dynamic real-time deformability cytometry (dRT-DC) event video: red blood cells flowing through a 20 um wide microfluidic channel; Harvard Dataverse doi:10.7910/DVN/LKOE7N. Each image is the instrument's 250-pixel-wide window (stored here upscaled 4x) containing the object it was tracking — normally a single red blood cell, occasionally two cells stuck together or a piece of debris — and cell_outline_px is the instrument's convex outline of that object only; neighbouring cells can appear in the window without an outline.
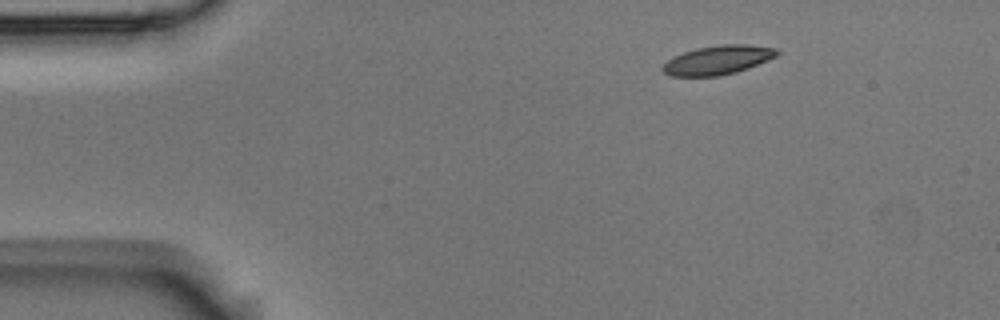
{"species": "Egyptian fruit bat (a non-hibernating species)", "species_latin": "Rousettus aegyptiacus", "temperature_condition": "room temperature", "stored_images_in_passage": 48, "camera_frame_rate_fps": 3000, "um_per_image_px": 0.085, "animal": {"sex": "male"}, "frame": {"image": 1, "passage_image": 1, "time_ms": 0.0, "image_size_px": [1000, 320], "cell_outline_px": [[780, 52], [776, 56], [768, 60], [748, 68], [736, 72], [720, 76], [668, 76], [660, 68], [672, 56], [696, 48], [720, 44], [748, 44], [776, 48]], "centroid_in_image_um": [61.0, 5.1], "position_along_channel_um": 24.0, "area_um2": 19.48}}
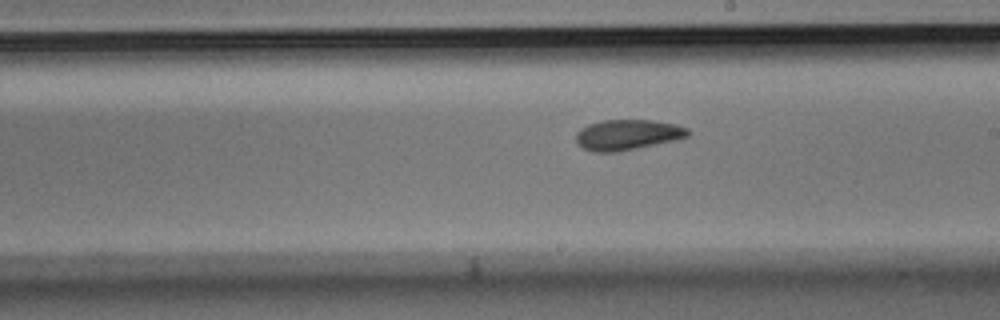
{"frame": {"image": 2, "passage_image": 24, "time_ms": 7.667, "image_size_px": [1000, 320], "cell_outline_px": [[692, 132], [688, 136], [676, 140], [616, 152], [592, 152], [584, 148], [576, 140], [576, 132], [580, 128], [588, 124], [604, 120], [652, 120], [676, 124], [688, 128]], "centroid_in_image_um": [53.36, 11.45], "position_along_channel_um": 235.6, "area_um2": 19.88}}
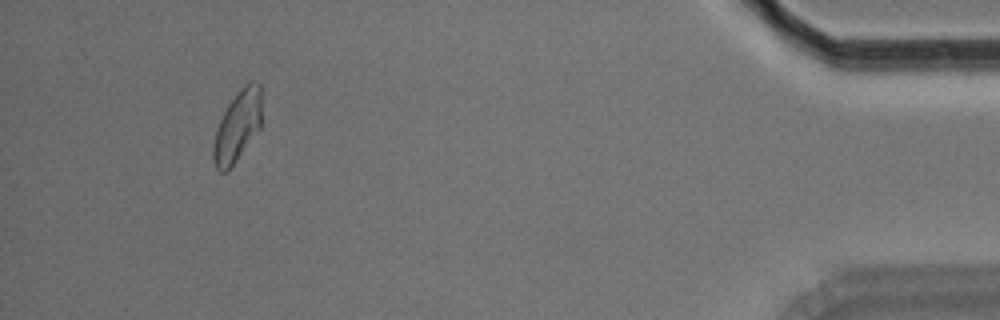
{"frame": {"image": 3, "passage_image": 44, "time_ms": 14.333, "image_size_px": [1000, 320], "cell_outline_px": [[260, 128], [228, 172], [220, 172], [216, 168], [212, 156], [212, 148], [216, 128], [228, 104], [236, 92], [248, 80], [252, 80], [260, 84]], "centroid_in_image_um": [20.16, 10.73], "position_along_channel_um": 415.0, "area_um2": 20.0}, "authors_computed_cell_mechanics": {"area_um2": 19.7965, "velocity_mm_per_s": 3.6807, "shape_relaxation_time_tau1_ms": 5.4311, "shape_relaxation_time_tau2_ms": 2.2143, "deformation_change_tau1": 0.1417, "deformation_change_tau2": 0.0684}}